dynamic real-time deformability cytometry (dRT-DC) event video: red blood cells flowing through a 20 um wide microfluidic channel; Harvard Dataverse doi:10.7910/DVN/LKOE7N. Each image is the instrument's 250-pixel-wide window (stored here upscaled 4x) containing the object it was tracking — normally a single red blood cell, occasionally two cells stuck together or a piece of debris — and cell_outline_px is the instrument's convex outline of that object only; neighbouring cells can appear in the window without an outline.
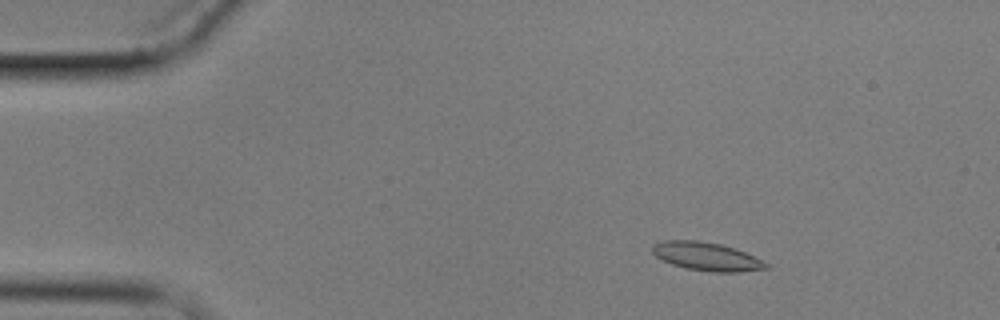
{"species": "common noctule bat (a hibernating species)", "species_latin": "Nyctalus noctula", "temperature_condition": "cold", "stored_images_in_passage": 3, "camera_frame_rate_fps": 3000, "um_per_image_px": 0.085, "animal": {"sex": "male", "body_mass_g": 17.9}, "frame": {"image": 1, "passage_image": 2, "time_ms": 1.333, "image_size_px": [1000, 320], "cell_outline_px": [[772, 268], [740, 272], [712, 272], [684, 268], [672, 264], [656, 256], [652, 252], [652, 244], [664, 240], [700, 240], [720, 244], [736, 248], [768, 264]], "centroid_in_image_um": [60.06, 21.8], "position_along_channel_um": 24.9, "area_um2": 18.84}}